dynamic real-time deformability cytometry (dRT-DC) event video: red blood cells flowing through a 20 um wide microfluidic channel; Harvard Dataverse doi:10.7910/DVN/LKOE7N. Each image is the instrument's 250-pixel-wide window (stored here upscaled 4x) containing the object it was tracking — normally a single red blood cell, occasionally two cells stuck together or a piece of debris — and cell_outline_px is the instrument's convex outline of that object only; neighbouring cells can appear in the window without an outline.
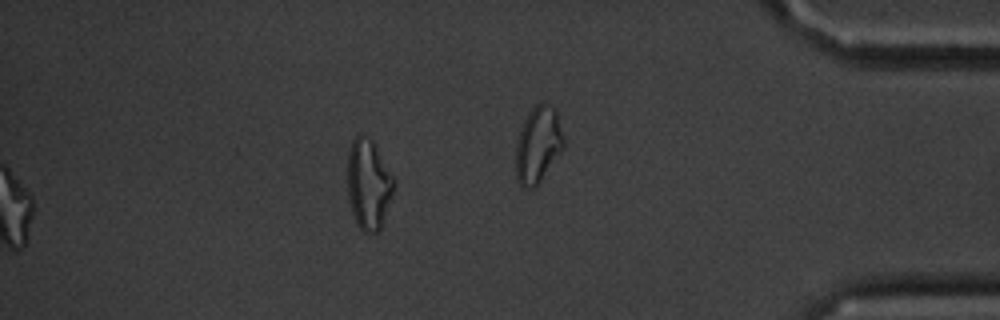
{"species": "common noctule bat (a hibernating species)", "species_latin": "Nyctalus noctula", "temperature_condition": "cold", "stored_images_in_passage": 43, "segment_of_instrument_passage": [2, 2], "camera_frame_rate_fps": 3000, "um_per_image_px": 0.085, "animal": {"sex": "male", "body_mass_g": 20.1, "forearm_length_mm": 53.5}, "frame": {"image": 1, "passage_image": 43, "time_ms": 14.0, "image_size_px": [1000, 320], "cell_outline_px": [[392, 192], [380, 228], [376, 232], [364, 232], [356, 224], [352, 212], [348, 196], [348, 152], [352, 140], [360, 132], [372, 140], [392, 176]], "centroid_in_image_um": [31.27, 15.64], "position_along_channel_um": 403.9, "area_um2": 23.64}}